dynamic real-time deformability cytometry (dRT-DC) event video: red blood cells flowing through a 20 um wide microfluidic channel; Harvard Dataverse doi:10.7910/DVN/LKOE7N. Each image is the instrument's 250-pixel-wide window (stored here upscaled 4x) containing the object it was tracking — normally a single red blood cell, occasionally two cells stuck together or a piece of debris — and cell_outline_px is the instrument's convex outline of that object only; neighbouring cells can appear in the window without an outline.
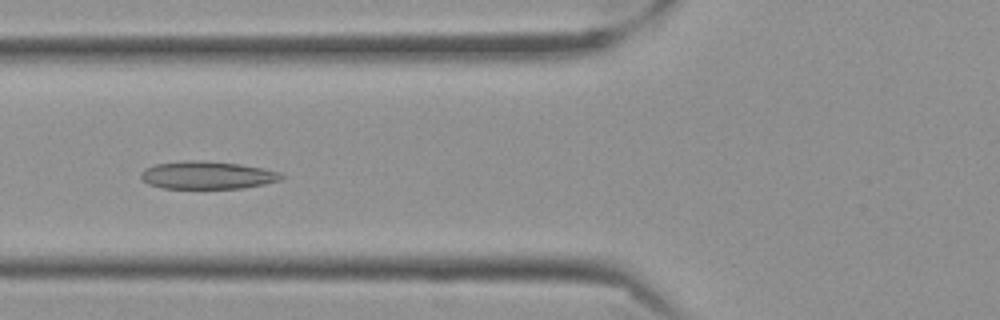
{"species": "Egyptian fruit bat (a non-hibernating species)", "species_latin": "Rousettus aegyptiacus", "temperature_condition": "cold", "stored_images_in_passage": 48, "camera_frame_rate_fps": 3000, "um_per_image_px": 0.085, "frame": {"image": 1, "passage_image": 13, "time_ms": 4.0, "image_size_px": [1000, 320], "cell_outline_px": [[284, 176], [280, 180], [264, 184], [244, 188], [164, 188], [148, 184], [140, 176], [144, 168], [156, 164], [188, 160], [240, 164], [260, 168], [276, 172]], "centroid_in_image_um": [17.58, 14.9], "position_along_channel_um": 108.2, "area_um2": 22.25}}
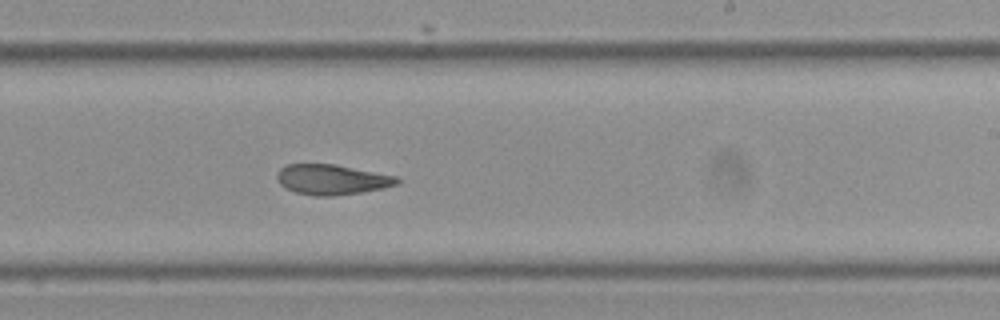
{"frame": {"image": 2, "passage_image": 26, "time_ms": 8.333, "image_size_px": [1000, 320], "cell_outline_px": [[400, 180], [396, 184], [384, 188], [360, 192], [332, 196], [316, 196], [296, 192], [280, 184], [276, 176], [276, 172], [280, 168], [288, 164], [336, 164], [400, 176]], "centroid_in_image_um": [28.24, 15.24], "position_along_channel_um": 260.8, "area_um2": 21.21}}
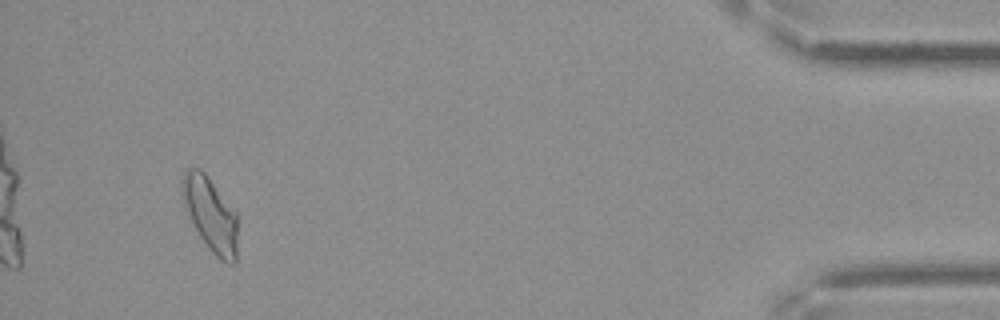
{"frame": {"image": 3, "passage_image": 45, "time_ms": 14.667, "image_size_px": [1000, 320], "cell_outline_px": [[236, 260], [232, 264], [228, 264], [220, 260], [208, 248], [200, 236], [184, 204], [180, 188], [180, 180], [184, 168], [200, 168], [204, 172], [236, 212]], "centroid_in_image_um": [17.86, 18.18], "position_along_channel_um": 417.3, "area_um2": 23.7}, "authors_computed_cell_mechanics": {"area_um2": 22.2819, "velocity_mm_per_s": 3.5137, "shape_relaxation_time_tau1_ms": null, "shape_relaxation_time_tau2_ms": 3.2163, "deformation_change_tau1": null, "deformation_change_tau2": 0.0828}}